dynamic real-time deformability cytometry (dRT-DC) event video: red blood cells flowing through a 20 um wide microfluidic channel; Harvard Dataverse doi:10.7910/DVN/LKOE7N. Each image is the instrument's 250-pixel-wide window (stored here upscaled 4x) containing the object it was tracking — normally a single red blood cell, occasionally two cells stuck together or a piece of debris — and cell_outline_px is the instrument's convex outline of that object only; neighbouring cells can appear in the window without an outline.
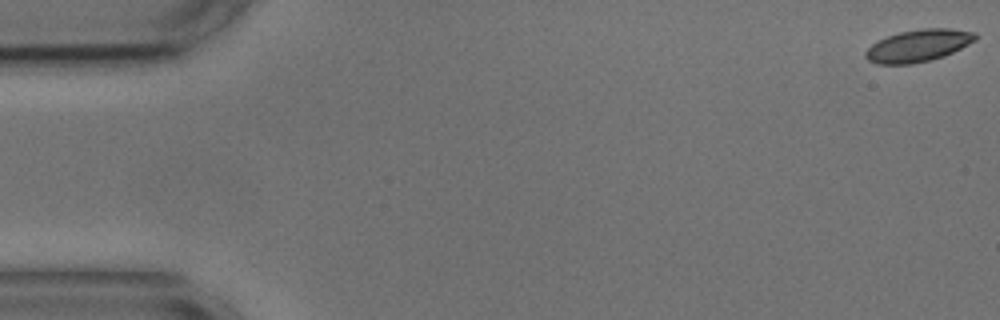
{"species": "common noctule bat (a hibernating species)", "species_latin": "Nyctalus noctula", "temperature_condition": "cold", "stored_images_in_passage": 56, "camera_frame_rate_fps": 3000, "um_per_image_px": 0.085, "animal": {"sex": "male", "body_mass_g": 17.9, "forearm_length_mm": 54.2}, "frame": {"image": 1, "passage_image": 1, "time_ms": 0.0, "image_size_px": [1000, 320], "cell_outline_px": [[976, 40], [944, 56], [912, 64], [876, 64], [868, 60], [864, 56], [864, 52], [872, 44], [888, 36], [900, 32], [920, 28], [948, 28], [976, 32]], "centroid_in_image_um": [78.04, 3.87], "position_along_channel_um": 7.0, "area_um2": 20.46}}
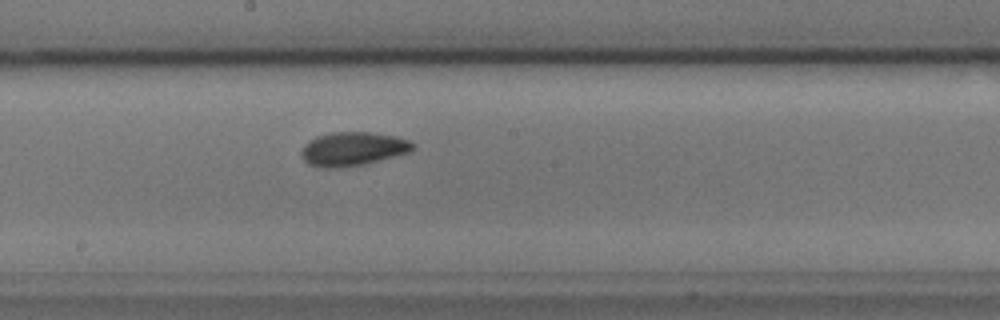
{"frame": {"image": 2, "passage_image": 30, "time_ms": 9.667, "image_size_px": [1000, 320], "cell_outline_px": [[416, 148], [408, 152], [364, 164], [336, 168], [324, 168], [308, 164], [304, 160], [300, 152], [304, 144], [316, 136], [332, 132], [372, 132], [396, 136], [408, 140], [416, 144]], "centroid_in_image_um": [29.98, 12.65], "position_along_channel_um": 218.2, "area_um2": 21.96}}
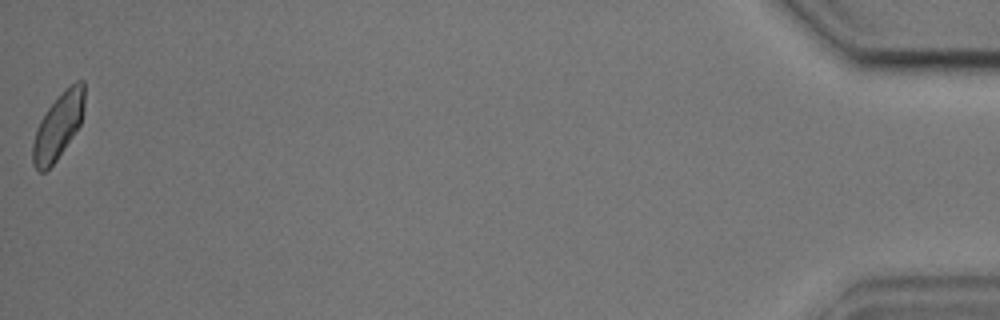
{"frame": {"image": 3, "passage_image": 56, "time_ms": 18.333, "image_size_px": [1000, 320], "cell_outline_px": [[84, 108], [80, 124], [56, 160], [44, 172], [40, 172], [32, 164], [32, 144], [36, 128], [40, 120], [48, 108], [76, 80], [84, 80]], "centroid_in_image_um": [4.93, 10.74], "position_along_channel_um": 430.3, "area_um2": 19.31}, "authors_computed_cell_mechanics": {"area_um2": 20.7791, "velocity_mm_per_s": 3.572, "shape_relaxation_time_tau1_ms": 2.9369, "shape_relaxation_time_tau2_ms": 2.4735, "deformation_change_tau1": 0.0889, "deformation_change_tau2": 0.0565}}